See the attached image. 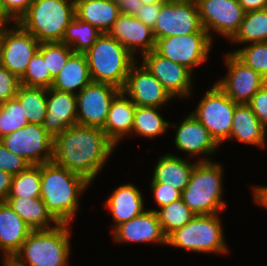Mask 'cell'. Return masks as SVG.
I'll use <instances>...</instances> for the list:
<instances>
[{"instance_id":"1","label":"cell","mask_w":267,"mask_h":266,"mask_svg":"<svg viewBox=\"0 0 267 266\" xmlns=\"http://www.w3.org/2000/svg\"><path fill=\"white\" fill-rule=\"evenodd\" d=\"M114 147L101 128L76 124L54 139L52 161L92 182Z\"/></svg>"},{"instance_id":"2","label":"cell","mask_w":267,"mask_h":266,"mask_svg":"<svg viewBox=\"0 0 267 266\" xmlns=\"http://www.w3.org/2000/svg\"><path fill=\"white\" fill-rule=\"evenodd\" d=\"M82 175L53 161L41 164L40 198L58 223L69 224L79 206V196L90 185Z\"/></svg>"},{"instance_id":"3","label":"cell","mask_w":267,"mask_h":266,"mask_svg":"<svg viewBox=\"0 0 267 266\" xmlns=\"http://www.w3.org/2000/svg\"><path fill=\"white\" fill-rule=\"evenodd\" d=\"M69 224L58 223L45 230H33L11 261L16 266H68Z\"/></svg>"},{"instance_id":"4","label":"cell","mask_w":267,"mask_h":266,"mask_svg":"<svg viewBox=\"0 0 267 266\" xmlns=\"http://www.w3.org/2000/svg\"><path fill=\"white\" fill-rule=\"evenodd\" d=\"M84 54L92 82L110 84L120 90L136 61L135 56L108 33H102Z\"/></svg>"},{"instance_id":"5","label":"cell","mask_w":267,"mask_h":266,"mask_svg":"<svg viewBox=\"0 0 267 266\" xmlns=\"http://www.w3.org/2000/svg\"><path fill=\"white\" fill-rule=\"evenodd\" d=\"M75 17V0H33L17 22L40 43L62 42Z\"/></svg>"},{"instance_id":"6","label":"cell","mask_w":267,"mask_h":266,"mask_svg":"<svg viewBox=\"0 0 267 266\" xmlns=\"http://www.w3.org/2000/svg\"><path fill=\"white\" fill-rule=\"evenodd\" d=\"M222 167L209 159L199 160L181 199L196 215L218 214L226 208L222 201Z\"/></svg>"},{"instance_id":"7","label":"cell","mask_w":267,"mask_h":266,"mask_svg":"<svg viewBox=\"0 0 267 266\" xmlns=\"http://www.w3.org/2000/svg\"><path fill=\"white\" fill-rule=\"evenodd\" d=\"M219 214L196 215L167 237V245L198 253H227Z\"/></svg>"},{"instance_id":"8","label":"cell","mask_w":267,"mask_h":266,"mask_svg":"<svg viewBox=\"0 0 267 266\" xmlns=\"http://www.w3.org/2000/svg\"><path fill=\"white\" fill-rule=\"evenodd\" d=\"M236 104L215 83L192 114L220 144L230 139Z\"/></svg>"},{"instance_id":"9","label":"cell","mask_w":267,"mask_h":266,"mask_svg":"<svg viewBox=\"0 0 267 266\" xmlns=\"http://www.w3.org/2000/svg\"><path fill=\"white\" fill-rule=\"evenodd\" d=\"M212 41L206 31L168 36L155 41L154 51L192 71L194 66L200 65L207 59Z\"/></svg>"},{"instance_id":"10","label":"cell","mask_w":267,"mask_h":266,"mask_svg":"<svg viewBox=\"0 0 267 266\" xmlns=\"http://www.w3.org/2000/svg\"><path fill=\"white\" fill-rule=\"evenodd\" d=\"M0 141L8 150L23 157L31 165H41L53 160L54 139L41 124L29 123L3 136Z\"/></svg>"},{"instance_id":"11","label":"cell","mask_w":267,"mask_h":266,"mask_svg":"<svg viewBox=\"0 0 267 266\" xmlns=\"http://www.w3.org/2000/svg\"><path fill=\"white\" fill-rule=\"evenodd\" d=\"M155 40L206 31L200 21L195 0H167L152 29Z\"/></svg>"},{"instance_id":"12","label":"cell","mask_w":267,"mask_h":266,"mask_svg":"<svg viewBox=\"0 0 267 266\" xmlns=\"http://www.w3.org/2000/svg\"><path fill=\"white\" fill-rule=\"evenodd\" d=\"M6 25H0V64L20 78L40 42L17 22L13 25L15 29L8 30Z\"/></svg>"},{"instance_id":"13","label":"cell","mask_w":267,"mask_h":266,"mask_svg":"<svg viewBox=\"0 0 267 266\" xmlns=\"http://www.w3.org/2000/svg\"><path fill=\"white\" fill-rule=\"evenodd\" d=\"M121 92L117 87L91 82L77 96V124L103 129L110 105Z\"/></svg>"},{"instance_id":"14","label":"cell","mask_w":267,"mask_h":266,"mask_svg":"<svg viewBox=\"0 0 267 266\" xmlns=\"http://www.w3.org/2000/svg\"><path fill=\"white\" fill-rule=\"evenodd\" d=\"M203 28L231 39L238 31L245 11L237 0H195Z\"/></svg>"},{"instance_id":"15","label":"cell","mask_w":267,"mask_h":266,"mask_svg":"<svg viewBox=\"0 0 267 266\" xmlns=\"http://www.w3.org/2000/svg\"><path fill=\"white\" fill-rule=\"evenodd\" d=\"M225 63L228 74L216 84L233 102L247 104L267 80L231 52L225 55Z\"/></svg>"},{"instance_id":"16","label":"cell","mask_w":267,"mask_h":266,"mask_svg":"<svg viewBox=\"0 0 267 266\" xmlns=\"http://www.w3.org/2000/svg\"><path fill=\"white\" fill-rule=\"evenodd\" d=\"M142 64L163 85L171 97H189L192 91V72L187 67L172 62L154 50L141 56Z\"/></svg>"},{"instance_id":"17","label":"cell","mask_w":267,"mask_h":266,"mask_svg":"<svg viewBox=\"0 0 267 266\" xmlns=\"http://www.w3.org/2000/svg\"><path fill=\"white\" fill-rule=\"evenodd\" d=\"M136 106L161 108L172 98L160 81L142 64L134 63L121 90Z\"/></svg>"},{"instance_id":"18","label":"cell","mask_w":267,"mask_h":266,"mask_svg":"<svg viewBox=\"0 0 267 266\" xmlns=\"http://www.w3.org/2000/svg\"><path fill=\"white\" fill-rule=\"evenodd\" d=\"M76 104V94L47 89V111L43 127L53 139L65 129L77 124Z\"/></svg>"},{"instance_id":"19","label":"cell","mask_w":267,"mask_h":266,"mask_svg":"<svg viewBox=\"0 0 267 266\" xmlns=\"http://www.w3.org/2000/svg\"><path fill=\"white\" fill-rule=\"evenodd\" d=\"M108 34L123 45L133 56L140 48L142 56L154 50L155 37L150 27L133 15L120 14ZM139 46V47H138Z\"/></svg>"},{"instance_id":"20","label":"cell","mask_w":267,"mask_h":266,"mask_svg":"<svg viewBox=\"0 0 267 266\" xmlns=\"http://www.w3.org/2000/svg\"><path fill=\"white\" fill-rule=\"evenodd\" d=\"M116 242L160 243L167 245V237L163 233L156 211L145 210L135 218L117 226L114 230Z\"/></svg>"},{"instance_id":"21","label":"cell","mask_w":267,"mask_h":266,"mask_svg":"<svg viewBox=\"0 0 267 266\" xmlns=\"http://www.w3.org/2000/svg\"><path fill=\"white\" fill-rule=\"evenodd\" d=\"M175 146L191 156L215 153L218 143L202 123L190 113L177 128Z\"/></svg>"},{"instance_id":"22","label":"cell","mask_w":267,"mask_h":266,"mask_svg":"<svg viewBox=\"0 0 267 266\" xmlns=\"http://www.w3.org/2000/svg\"><path fill=\"white\" fill-rule=\"evenodd\" d=\"M32 232L7 202L0 203V250L4 259H12Z\"/></svg>"},{"instance_id":"23","label":"cell","mask_w":267,"mask_h":266,"mask_svg":"<svg viewBox=\"0 0 267 266\" xmlns=\"http://www.w3.org/2000/svg\"><path fill=\"white\" fill-rule=\"evenodd\" d=\"M143 201L142 193L132 183L121 185L114 190L105 202L115 222L113 230L120 224L142 214L146 210Z\"/></svg>"},{"instance_id":"24","label":"cell","mask_w":267,"mask_h":266,"mask_svg":"<svg viewBox=\"0 0 267 266\" xmlns=\"http://www.w3.org/2000/svg\"><path fill=\"white\" fill-rule=\"evenodd\" d=\"M136 105L121 91L112 101L103 131L117 145L132 132Z\"/></svg>"},{"instance_id":"25","label":"cell","mask_w":267,"mask_h":266,"mask_svg":"<svg viewBox=\"0 0 267 266\" xmlns=\"http://www.w3.org/2000/svg\"><path fill=\"white\" fill-rule=\"evenodd\" d=\"M120 15L115 0H75V16L108 33Z\"/></svg>"},{"instance_id":"26","label":"cell","mask_w":267,"mask_h":266,"mask_svg":"<svg viewBox=\"0 0 267 266\" xmlns=\"http://www.w3.org/2000/svg\"><path fill=\"white\" fill-rule=\"evenodd\" d=\"M266 128L259 122L258 118L248 104H236L230 139L259 146H266Z\"/></svg>"},{"instance_id":"27","label":"cell","mask_w":267,"mask_h":266,"mask_svg":"<svg viewBox=\"0 0 267 266\" xmlns=\"http://www.w3.org/2000/svg\"><path fill=\"white\" fill-rule=\"evenodd\" d=\"M195 163H189L181 157L166 154L159 158L154 169L151 182H159L172 186L181 192L189 183Z\"/></svg>"},{"instance_id":"28","label":"cell","mask_w":267,"mask_h":266,"mask_svg":"<svg viewBox=\"0 0 267 266\" xmlns=\"http://www.w3.org/2000/svg\"><path fill=\"white\" fill-rule=\"evenodd\" d=\"M6 202L32 231L50 229L58 224L40 197H8ZM51 223L53 224L50 225Z\"/></svg>"},{"instance_id":"29","label":"cell","mask_w":267,"mask_h":266,"mask_svg":"<svg viewBox=\"0 0 267 266\" xmlns=\"http://www.w3.org/2000/svg\"><path fill=\"white\" fill-rule=\"evenodd\" d=\"M91 82L92 79L85 54L74 53L54 78L51 88L77 94Z\"/></svg>"},{"instance_id":"30","label":"cell","mask_w":267,"mask_h":266,"mask_svg":"<svg viewBox=\"0 0 267 266\" xmlns=\"http://www.w3.org/2000/svg\"><path fill=\"white\" fill-rule=\"evenodd\" d=\"M236 43L267 41V8L245 12L238 31L230 39Z\"/></svg>"},{"instance_id":"31","label":"cell","mask_w":267,"mask_h":266,"mask_svg":"<svg viewBox=\"0 0 267 266\" xmlns=\"http://www.w3.org/2000/svg\"><path fill=\"white\" fill-rule=\"evenodd\" d=\"M23 108L25 117L29 123H44L47 111V89L26 87L21 85L15 96Z\"/></svg>"},{"instance_id":"32","label":"cell","mask_w":267,"mask_h":266,"mask_svg":"<svg viewBox=\"0 0 267 266\" xmlns=\"http://www.w3.org/2000/svg\"><path fill=\"white\" fill-rule=\"evenodd\" d=\"M101 34L96 27L75 16L66 28L62 43L70 47L74 53L84 54Z\"/></svg>"},{"instance_id":"33","label":"cell","mask_w":267,"mask_h":266,"mask_svg":"<svg viewBox=\"0 0 267 266\" xmlns=\"http://www.w3.org/2000/svg\"><path fill=\"white\" fill-rule=\"evenodd\" d=\"M158 109L157 107L136 106L132 132L147 138L164 134L170 122L162 118Z\"/></svg>"},{"instance_id":"34","label":"cell","mask_w":267,"mask_h":266,"mask_svg":"<svg viewBox=\"0 0 267 266\" xmlns=\"http://www.w3.org/2000/svg\"><path fill=\"white\" fill-rule=\"evenodd\" d=\"M166 237L172 232L185 226L196 214L183 202L182 199L167 204L155 210Z\"/></svg>"},{"instance_id":"35","label":"cell","mask_w":267,"mask_h":266,"mask_svg":"<svg viewBox=\"0 0 267 266\" xmlns=\"http://www.w3.org/2000/svg\"><path fill=\"white\" fill-rule=\"evenodd\" d=\"M41 165H30L25 171L12 176L8 197H40Z\"/></svg>"},{"instance_id":"36","label":"cell","mask_w":267,"mask_h":266,"mask_svg":"<svg viewBox=\"0 0 267 266\" xmlns=\"http://www.w3.org/2000/svg\"><path fill=\"white\" fill-rule=\"evenodd\" d=\"M54 78L47 69L42 53L37 50L29 61L25 73L20 77V83L26 87L46 88L52 87Z\"/></svg>"},{"instance_id":"37","label":"cell","mask_w":267,"mask_h":266,"mask_svg":"<svg viewBox=\"0 0 267 266\" xmlns=\"http://www.w3.org/2000/svg\"><path fill=\"white\" fill-rule=\"evenodd\" d=\"M29 124L16 98L0 104V138Z\"/></svg>"},{"instance_id":"38","label":"cell","mask_w":267,"mask_h":266,"mask_svg":"<svg viewBox=\"0 0 267 266\" xmlns=\"http://www.w3.org/2000/svg\"><path fill=\"white\" fill-rule=\"evenodd\" d=\"M46 61L47 69L55 78L65 66L74 51L62 42H42L38 49Z\"/></svg>"},{"instance_id":"39","label":"cell","mask_w":267,"mask_h":266,"mask_svg":"<svg viewBox=\"0 0 267 266\" xmlns=\"http://www.w3.org/2000/svg\"><path fill=\"white\" fill-rule=\"evenodd\" d=\"M231 53L267 80V41L250 43Z\"/></svg>"},{"instance_id":"40","label":"cell","mask_w":267,"mask_h":266,"mask_svg":"<svg viewBox=\"0 0 267 266\" xmlns=\"http://www.w3.org/2000/svg\"><path fill=\"white\" fill-rule=\"evenodd\" d=\"M33 0H0V21L9 23L18 22L27 12Z\"/></svg>"},{"instance_id":"41","label":"cell","mask_w":267,"mask_h":266,"mask_svg":"<svg viewBox=\"0 0 267 266\" xmlns=\"http://www.w3.org/2000/svg\"><path fill=\"white\" fill-rule=\"evenodd\" d=\"M31 164L23 157L12 153L0 141V170L12 176L25 171Z\"/></svg>"},{"instance_id":"42","label":"cell","mask_w":267,"mask_h":266,"mask_svg":"<svg viewBox=\"0 0 267 266\" xmlns=\"http://www.w3.org/2000/svg\"><path fill=\"white\" fill-rule=\"evenodd\" d=\"M20 86V78L0 64V104L15 98Z\"/></svg>"},{"instance_id":"43","label":"cell","mask_w":267,"mask_h":266,"mask_svg":"<svg viewBox=\"0 0 267 266\" xmlns=\"http://www.w3.org/2000/svg\"><path fill=\"white\" fill-rule=\"evenodd\" d=\"M151 190L154 194V200L160 208L180 200L182 195L180 190L159 182H151Z\"/></svg>"},{"instance_id":"44","label":"cell","mask_w":267,"mask_h":266,"mask_svg":"<svg viewBox=\"0 0 267 266\" xmlns=\"http://www.w3.org/2000/svg\"><path fill=\"white\" fill-rule=\"evenodd\" d=\"M247 104L259 122L267 128V82L253 95Z\"/></svg>"},{"instance_id":"45","label":"cell","mask_w":267,"mask_h":266,"mask_svg":"<svg viewBox=\"0 0 267 266\" xmlns=\"http://www.w3.org/2000/svg\"><path fill=\"white\" fill-rule=\"evenodd\" d=\"M163 4L164 3L143 4L134 16L146 26L153 29Z\"/></svg>"},{"instance_id":"46","label":"cell","mask_w":267,"mask_h":266,"mask_svg":"<svg viewBox=\"0 0 267 266\" xmlns=\"http://www.w3.org/2000/svg\"><path fill=\"white\" fill-rule=\"evenodd\" d=\"M118 4L120 14L135 15L137 10L143 5L140 0H115Z\"/></svg>"},{"instance_id":"47","label":"cell","mask_w":267,"mask_h":266,"mask_svg":"<svg viewBox=\"0 0 267 266\" xmlns=\"http://www.w3.org/2000/svg\"><path fill=\"white\" fill-rule=\"evenodd\" d=\"M11 181L12 175L0 170V203L6 202L11 188Z\"/></svg>"},{"instance_id":"48","label":"cell","mask_w":267,"mask_h":266,"mask_svg":"<svg viewBox=\"0 0 267 266\" xmlns=\"http://www.w3.org/2000/svg\"><path fill=\"white\" fill-rule=\"evenodd\" d=\"M245 12L267 8V0H237Z\"/></svg>"},{"instance_id":"49","label":"cell","mask_w":267,"mask_h":266,"mask_svg":"<svg viewBox=\"0 0 267 266\" xmlns=\"http://www.w3.org/2000/svg\"><path fill=\"white\" fill-rule=\"evenodd\" d=\"M254 200L257 204L267 208V186L253 187Z\"/></svg>"},{"instance_id":"50","label":"cell","mask_w":267,"mask_h":266,"mask_svg":"<svg viewBox=\"0 0 267 266\" xmlns=\"http://www.w3.org/2000/svg\"><path fill=\"white\" fill-rule=\"evenodd\" d=\"M143 4L165 3L167 0H140Z\"/></svg>"},{"instance_id":"51","label":"cell","mask_w":267,"mask_h":266,"mask_svg":"<svg viewBox=\"0 0 267 266\" xmlns=\"http://www.w3.org/2000/svg\"><path fill=\"white\" fill-rule=\"evenodd\" d=\"M4 266H16L10 259H3Z\"/></svg>"}]
</instances>
